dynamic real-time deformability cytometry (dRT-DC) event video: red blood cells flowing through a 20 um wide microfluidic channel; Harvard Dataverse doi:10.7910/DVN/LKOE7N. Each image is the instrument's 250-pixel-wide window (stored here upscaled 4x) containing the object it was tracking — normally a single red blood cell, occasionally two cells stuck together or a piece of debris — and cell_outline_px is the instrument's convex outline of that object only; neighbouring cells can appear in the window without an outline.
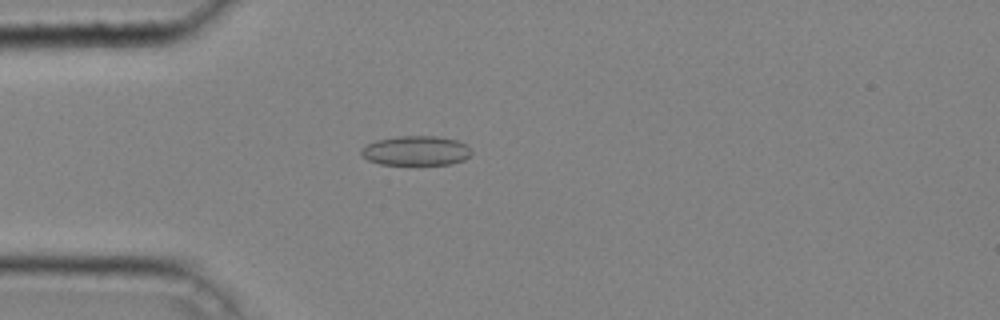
{"species": "common noctule bat (a hibernating species)", "species_latin": "Nyctalus noctula", "temperature_condition": "cold", "stored_images_in_passage": 44, "camera_frame_rate_fps": 3000, "um_per_image_px": 0.085, "animal": {"sex": "male", "body_mass_g": 20.4}, "frame": {"image": 1, "passage_image": 13, "time_ms": 4.0, "image_size_px": [1000, 320], "cell_outline_px": [[472, 152], [464, 160], [448, 164], [380, 164], [368, 160], [360, 152], [360, 148], [364, 144], [376, 140], [396, 136], [436, 136], [456, 140], [468, 144]], "centroid_in_image_um": [35.34, 12.79], "position_along_channel_um": 49.7, "area_um2": 19.07}}
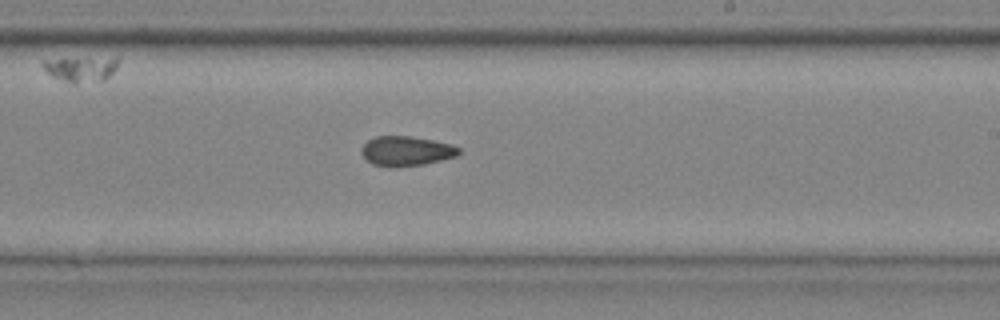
{"frame": {"image": 2, "passage_image": 28, "time_ms": 9.0, "image_size_px": [1000, 320], "cell_outline_px": [[460, 152], [456, 156], [424, 164], [396, 168], [388, 168], [372, 164], [360, 152], [360, 148], [368, 140], [376, 136], [412, 136], [452, 144], [460, 148]], "centroid_in_image_um": [34.51, 12.85], "position_along_channel_um": 254.5, "area_um2": 17.05}}
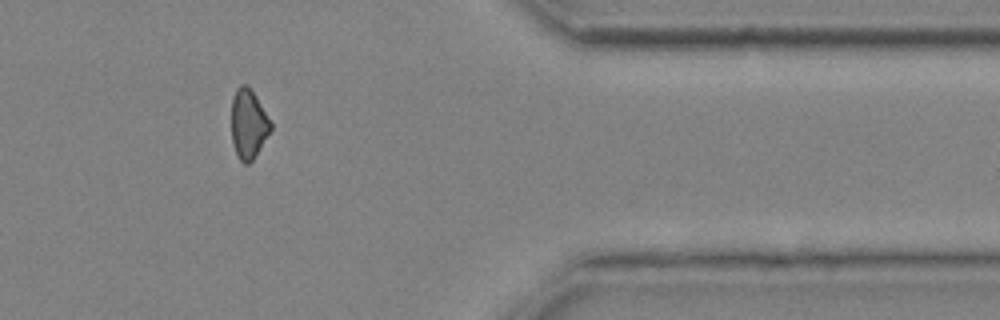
{"frame": {"image": 3, "passage_image": 39, "time_ms": 12.667, "image_size_px": [1000, 320], "cell_outline_px": [[272, 128], [252, 160], [248, 164], [244, 164], [240, 160], [236, 152], [232, 140], [232, 100], [236, 88], [240, 84], [248, 84], [256, 96], [272, 124]], "centroid_in_image_um": [21.11, 10.5], "position_along_channel_um": 390.3, "area_um2": 15.66}, "authors_computed_cell_mechanics": {"area_um2": 17.3689, "velocity_mm_per_s": 4.3032, "shape_relaxation_time_tau1_ms": null, "shape_relaxation_time_tau2_ms": 6.3932, "deformation_change_tau1": null, "deformation_change_tau2": 0.114}}